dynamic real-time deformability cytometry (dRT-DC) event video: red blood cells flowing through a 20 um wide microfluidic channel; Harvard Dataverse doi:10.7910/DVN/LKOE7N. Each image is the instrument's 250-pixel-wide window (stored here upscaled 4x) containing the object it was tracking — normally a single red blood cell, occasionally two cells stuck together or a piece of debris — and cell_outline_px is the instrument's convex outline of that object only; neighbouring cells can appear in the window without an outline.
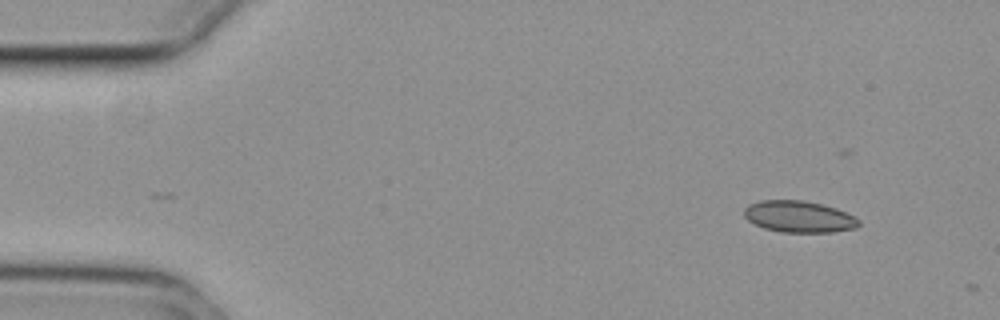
{"species": "common noctule bat (a hibernating species)", "species_latin": "Nyctalus noctula", "temperature_condition": "cold", "stored_images_in_passage": 3, "camera_frame_rate_fps": 3000, "um_per_image_px": 0.085, "animal": {"sex": "female", "body_mass_g": 29.2, "forearm_length_mm": 56.3}, "frame": {"image": 1, "passage_image": 1, "time_ms": 0.0, "image_size_px": [1000, 320], "cell_outline_px": [[860, 224], [856, 228], [832, 232], [780, 232], [764, 228], [748, 220], [744, 216], [744, 208], [748, 204], [760, 200], [804, 200], [836, 208], [860, 220]], "centroid_in_image_um": [67.88, 18.41], "position_along_channel_um": 17.1, "area_um2": 21.04}}